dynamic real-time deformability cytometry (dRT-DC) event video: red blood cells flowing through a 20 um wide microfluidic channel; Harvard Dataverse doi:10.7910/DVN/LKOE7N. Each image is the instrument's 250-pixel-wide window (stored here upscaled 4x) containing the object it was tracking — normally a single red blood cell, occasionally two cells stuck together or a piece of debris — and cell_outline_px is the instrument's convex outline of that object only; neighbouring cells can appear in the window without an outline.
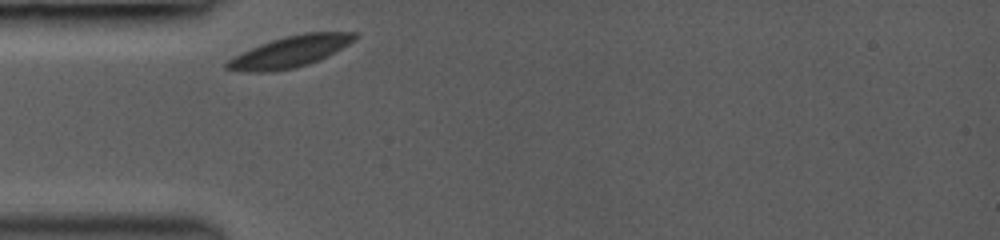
{"species": "common noctule bat (a hibernating species)", "species_latin": "Nyctalus noctula", "temperature_condition": "room temperature", "stored_images_in_passage": 2, "camera_frame_rate_fps": 3000, "um_per_image_px": 0.085, "animal": {"sex": "female", "body_mass_g": 19.0, "forearm_length_mm": 53.3}, "frame": {"image": 1, "passage_image": 1, "time_ms": 0.0, "image_size_px": [1000, 240], "cell_outline_px": [[360, 36], [348, 44], [328, 56], [308, 64], [292, 68], [268, 72], [240, 72], [224, 68], [224, 64], [232, 56], [260, 44], [272, 40], [304, 32], [356, 32]], "centroid_in_image_um": [24.63, 4.4], "position_along_channel_um": 60.4, "area_um2": 23.24}}